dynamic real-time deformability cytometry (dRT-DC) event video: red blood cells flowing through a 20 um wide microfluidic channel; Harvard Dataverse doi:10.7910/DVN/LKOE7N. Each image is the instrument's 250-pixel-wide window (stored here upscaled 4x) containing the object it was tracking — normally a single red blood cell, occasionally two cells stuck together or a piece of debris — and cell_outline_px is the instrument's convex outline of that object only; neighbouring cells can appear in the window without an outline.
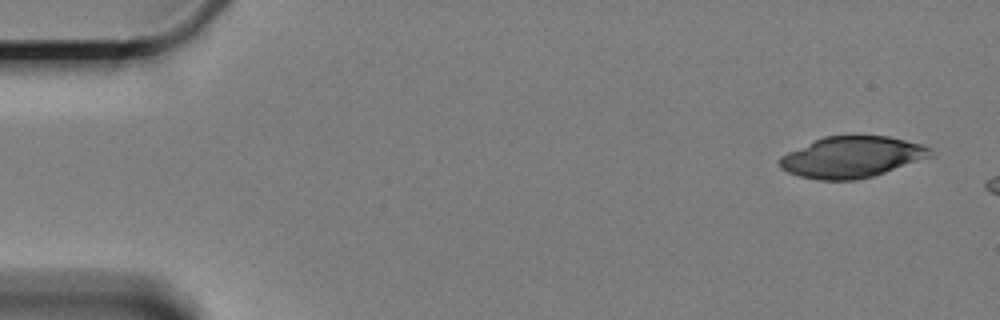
{"species": "Egyptian fruit bat (a non-hibernating species)", "species_latin": "Rousettus aegyptiacus", "temperature_condition": "cold", "stored_images_in_passage": 3, "camera_frame_rate_fps": 3000, "um_per_image_px": 0.085, "animal": {"sex": "female"}, "frame": {"image": 1, "passage_image": 1, "time_ms": 0.0, "image_size_px": [1000, 320], "cell_outline_px": [[936, 156], [872, 176], [856, 180], [820, 180], [800, 176], [788, 172], [780, 168], [780, 156], [788, 152], [824, 136], [852, 132], [888, 136], [920, 144], [932, 148]], "centroid_in_image_um": [72.46, 13.31], "position_along_channel_um": 12.5, "area_um2": 37.05}}